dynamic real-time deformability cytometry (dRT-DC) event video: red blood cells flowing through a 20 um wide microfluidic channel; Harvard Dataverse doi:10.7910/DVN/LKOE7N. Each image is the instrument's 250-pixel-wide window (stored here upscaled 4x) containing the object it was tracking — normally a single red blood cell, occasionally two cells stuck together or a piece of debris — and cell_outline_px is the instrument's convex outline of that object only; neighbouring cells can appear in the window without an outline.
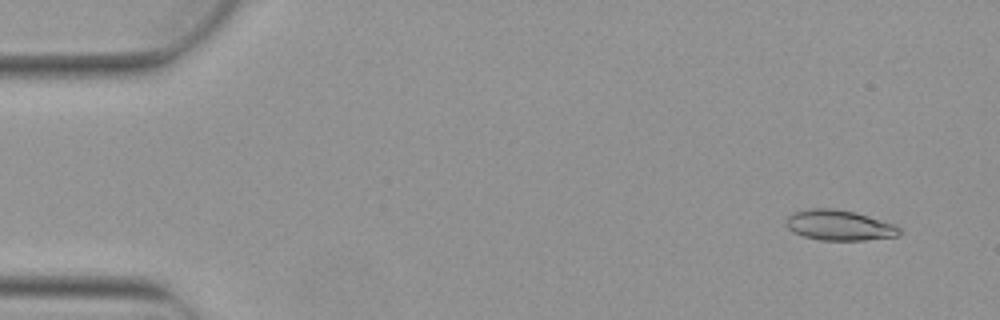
{"species": "Egyptian fruit bat (a non-hibernating species)", "species_latin": "Rousettus aegyptiacus", "temperature_condition": "warm", "stored_images_in_passage": 5, "camera_frame_rate_fps": 3000, "um_per_image_px": 0.085, "animal": {"sex": "female"}, "frame": {"image": 1, "passage_image": 1, "time_ms": 0.0, "image_size_px": [1000, 320], "cell_outline_px": [[900, 232], [896, 236], [864, 240], [820, 240], [804, 236], [788, 228], [784, 224], [784, 220], [792, 212], [812, 208], [832, 208], [852, 212], [868, 216], [896, 224], [900, 228]], "centroid_in_image_um": [71.31, 19.14], "position_along_channel_um": 13.7, "area_um2": 19.94}}